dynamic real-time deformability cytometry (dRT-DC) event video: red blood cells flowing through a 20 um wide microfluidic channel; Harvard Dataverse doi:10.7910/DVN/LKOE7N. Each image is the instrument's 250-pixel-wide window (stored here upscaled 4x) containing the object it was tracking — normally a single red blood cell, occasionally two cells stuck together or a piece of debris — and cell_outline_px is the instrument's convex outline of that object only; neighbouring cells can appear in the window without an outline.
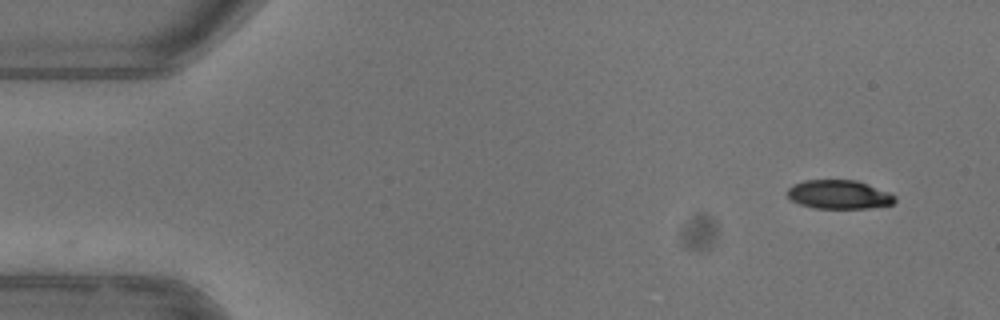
{"species": "common noctule bat (a hibernating species)", "species_latin": "Nyctalus noctula", "temperature_condition": "warm", "stored_images_in_passage": 14, "camera_frame_rate_fps": 3000, "um_per_image_px": 0.085, "animal": {"sex": "female"}, "frame": {"image": 1, "passage_image": 1, "time_ms": 0.0, "image_size_px": [1000, 320], "cell_outline_px": [[896, 200], [892, 204], [868, 208], [816, 208], [800, 204], [792, 200], [788, 196], [788, 188], [792, 184], [804, 180], [856, 180], [868, 184], [888, 192], [896, 196]], "centroid_in_image_um": [71.31, 16.53], "position_along_channel_um": 13.7, "area_um2": 17.98}}
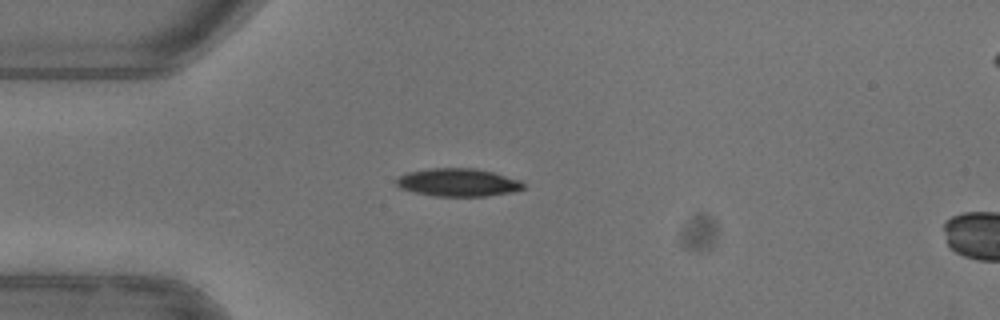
{"frame": {"image": 2, "passage_image": 11, "time_ms": 3.333, "image_size_px": [1000, 320], "cell_outline_px": [[524, 188], [512, 192], [484, 196], [436, 196], [412, 192], [400, 188], [396, 184], [396, 180], [400, 176], [408, 172], [432, 168], [476, 168], [492, 172], [520, 180], [524, 184]], "centroid_in_image_um": [38.92, 15.51], "position_along_channel_um": 46.1, "area_um2": 20.58}}